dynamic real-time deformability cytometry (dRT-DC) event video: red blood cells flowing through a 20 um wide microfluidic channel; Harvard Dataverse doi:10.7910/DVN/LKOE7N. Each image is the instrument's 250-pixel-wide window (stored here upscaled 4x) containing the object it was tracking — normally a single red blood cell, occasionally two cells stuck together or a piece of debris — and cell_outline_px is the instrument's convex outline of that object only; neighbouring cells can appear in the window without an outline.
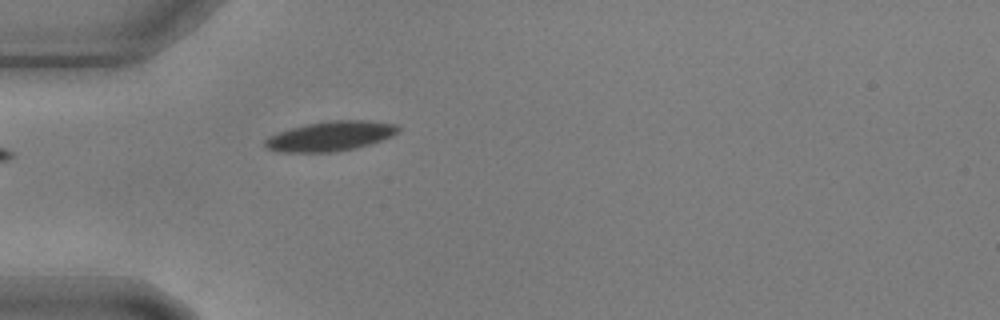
{"species": "common noctule bat (a hibernating species)", "species_latin": "Nyctalus noctula", "temperature_condition": "warm", "stored_images_in_passage": 5, "camera_frame_rate_fps": 3000, "um_per_image_px": 0.085, "animal": {"sex": "male", "body_mass_g": 17.9, "forearm_length_mm": 54.2}, "frame": {"image": 1, "passage_image": 2, "time_ms": 0.333, "image_size_px": [1000, 320], "cell_outline_px": [[400, 132], [392, 136], [356, 148], [336, 152], [276, 152], [264, 148], [264, 140], [268, 136], [276, 132], [308, 124], [332, 120], [368, 120], [396, 124], [400, 128]], "centroid_in_image_um": [28.05, 11.58], "position_along_channel_um": 56.9, "area_um2": 23.24}}